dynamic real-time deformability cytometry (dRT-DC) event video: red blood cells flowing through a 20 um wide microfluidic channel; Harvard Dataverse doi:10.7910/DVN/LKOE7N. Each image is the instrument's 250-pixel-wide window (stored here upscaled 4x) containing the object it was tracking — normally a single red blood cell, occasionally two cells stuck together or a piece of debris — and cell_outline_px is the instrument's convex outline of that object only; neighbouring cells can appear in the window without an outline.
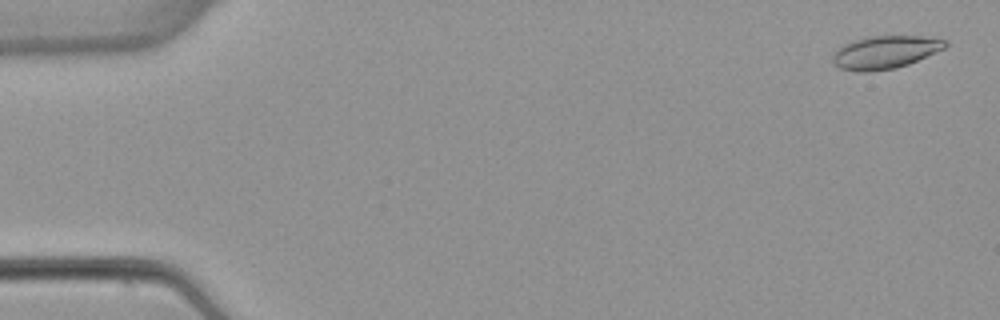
{"species": "common noctule bat (a hibernating species)", "species_latin": "Nyctalus noctula", "temperature_condition": "warm", "stored_images_in_passage": 52, "camera_frame_rate_fps": 3000, "um_per_image_px": 0.085, "animal": {"sex": "female", "body_mass_g": 22.7, "forearm_length_mm": 54.2}, "frame": {"image": 1, "passage_image": 1, "time_ms": 0.0, "image_size_px": [1000, 320], "cell_outline_px": [[944, 48], [916, 60], [892, 68], [844, 68], [836, 64], [836, 56], [844, 48], [852, 44], [864, 40], [884, 36], [908, 36], [944, 40]], "centroid_in_image_um": [75.4, 4.41], "position_along_channel_um": 9.6, "area_um2": 18.5}}
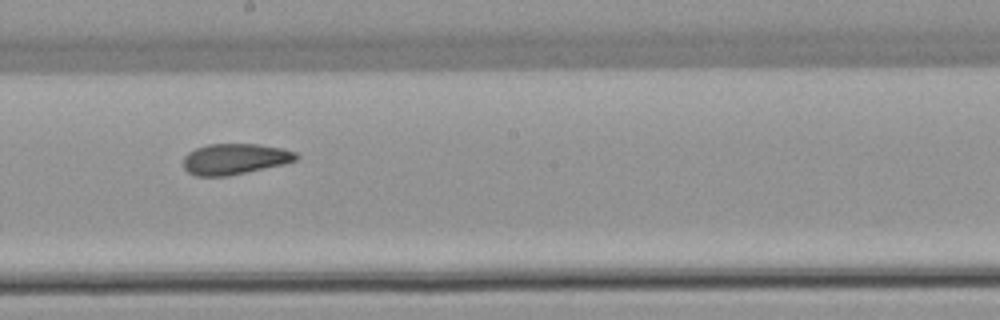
{"frame": {"image": 2, "passage_image": 29, "time_ms": 9.333, "image_size_px": [1000, 320], "cell_outline_px": [[296, 156], [292, 160], [280, 164], [220, 176], [200, 176], [188, 172], [184, 168], [184, 160], [192, 152], [200, 148], [212, 144], [252, 144], [276, 148], [292, 152]], "centroid_in_image_um": [19.87, 13.51], "position_along_channel_um": 228.3, "area_um2": 18.67}}
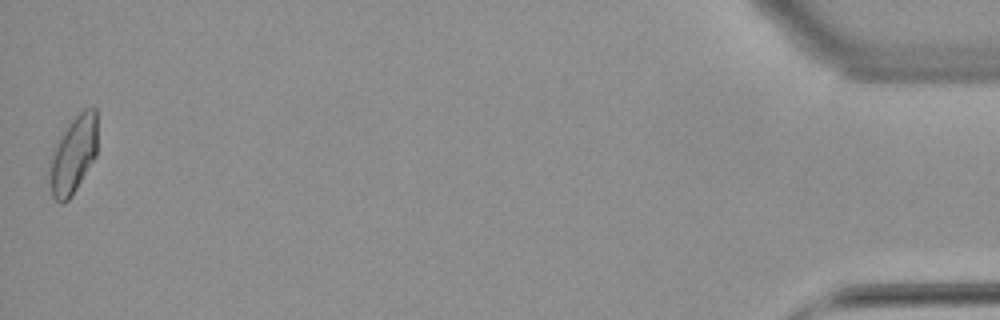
{"frame": {"image": 3, "passage_image": 52, "time_ms": 17.0, "image_size_px": [1000, 320], "cell_outline_px": [[96, 156], [68, 200], [56, 200], [52, 196], [52, 160], [60, 140], [76, 116], [80, 112], [92, 108], [96, 108]], "centroid_in_image_um": [6.31, 13.15], "position_along_channel_um": 428.9, "area_um2": 19.65}, "authors_computed_cell_mechanics": {"area_um2": 19.0162, "velocity_mm_per_s": 3.8603, "shape_relaxation_time_tau1_ms": 8.1975, "shape_relaxation_time_tau2_ms": 3.3469, "deformation_change_tau1": 0.2078, "deformation_change_tau2": 0.107}}